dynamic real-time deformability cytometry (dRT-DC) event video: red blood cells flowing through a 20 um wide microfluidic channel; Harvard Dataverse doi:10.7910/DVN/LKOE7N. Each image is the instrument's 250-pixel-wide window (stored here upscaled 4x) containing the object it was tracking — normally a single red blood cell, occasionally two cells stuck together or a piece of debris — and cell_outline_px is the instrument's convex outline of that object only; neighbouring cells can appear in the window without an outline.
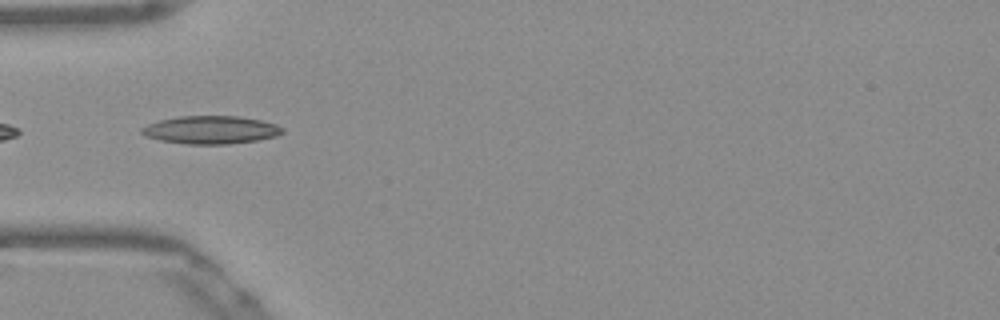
{"species": "Egyptian fruit bat (a non-hibernating species)", "species_latin": "Rousettus aegyptiacus", "temperature_condition": "warm", "stored_images_in_passage": 5, "camera_frame_rate_fps": 3000, "um_per_image_px": 0.085, "frame": {"image": 1, "passage_image": 2, "time_ms": 0.333, "image_size_px": [1000, 320], "cell_outline_px": [[284, 132], [276, 136], [256, 140], [228, 144], [188, 144], [160, 140], [144, 136], [140, 132], [140, 128], [148, 124], [160, 120], [180, 116], [240, 116], [260, 120], [276, 124], [284, 128]], "centroid_in_image_um": [17.91, 11.03], "position_along_channel_um": 67.1, "area_um2": 22.95}}